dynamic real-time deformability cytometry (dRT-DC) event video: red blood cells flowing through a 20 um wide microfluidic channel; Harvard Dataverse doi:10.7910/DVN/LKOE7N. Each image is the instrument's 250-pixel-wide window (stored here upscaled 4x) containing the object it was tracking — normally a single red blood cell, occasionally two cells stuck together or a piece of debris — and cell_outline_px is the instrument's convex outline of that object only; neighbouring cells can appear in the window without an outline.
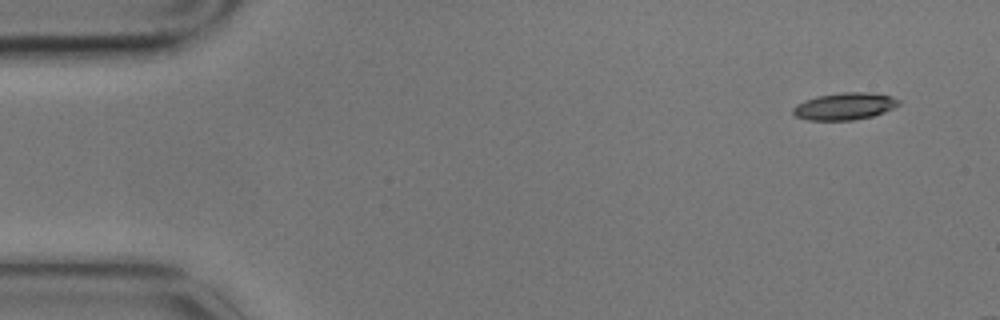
{"species": "common noctule bat (a hibernating species)", "species_latin": "Nyctalus noctula", "temperature_condition": "cold", "stored_images_in_passage": 2, "camera_frame_rate_fps": 3000, "um_per_image_px": 0.085, "animal": {"sex": "male", "body_mass_g": 17.9}, "frame": {"image": 1, "passage_image": 1, "time_ms": 0.0, "image_size_px": [1000, 320], "cell_outline_px": [[900, 104], [884, 112], [872, 116], [852, 120], [808, 120], [796, 116], [792, 112], [792, 108], [796, 104], [804, 100], [816, 96], [840, 92], [868, 92], [892, 96], [900, 100]], "centroid_in_image_um": [71.77, 9.02], "position_along_channel_um": 13.2, "area_um2": 16.76}}